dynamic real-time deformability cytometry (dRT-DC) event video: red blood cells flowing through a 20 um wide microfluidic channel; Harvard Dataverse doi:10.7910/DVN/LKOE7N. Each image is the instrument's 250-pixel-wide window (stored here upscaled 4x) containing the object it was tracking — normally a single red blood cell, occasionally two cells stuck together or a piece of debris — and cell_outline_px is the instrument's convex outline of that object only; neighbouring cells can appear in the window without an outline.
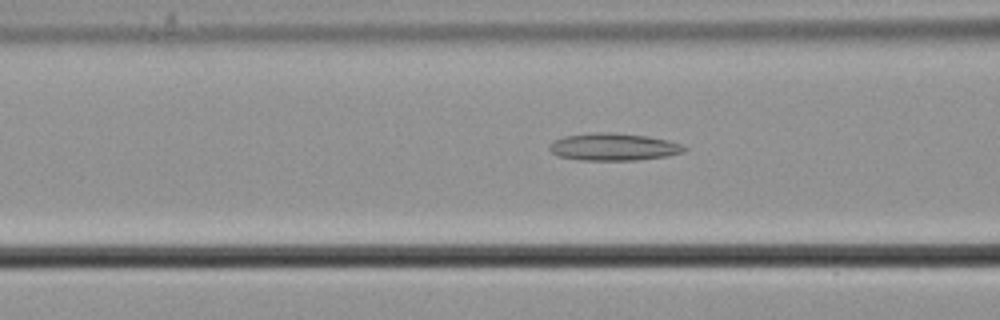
{"species": "common noctule bat (a hibernating species)", "species_latin": "Nyctalus noctula", "temperature_condition": "cold", "stored_images_in_passage": 55, "camera_frame_rate_fps": 3000, "um_per_image_px": 0.085, "animal": {"sex": "male", "body_mass_g": 21.5, "forearm_length_mm": 52.0}, "frame": {"image": 1, "passage_image": 22, "time_ms": 7.0, "image_size_px": [1000, 320], "cell_outline_px": [[688, 148], [684, 152], [668, 156], [636, 160], [580, 160], [556, 156], [548, 148], [548, 144], [564, 136], [592, 132], [612, 132], [648, 136], [668, 140], [680, 144]], "centroid_in_image_um": [52.14, 12.48], "position_along_channel_um": 114.5, "area_um2": 21.68}}
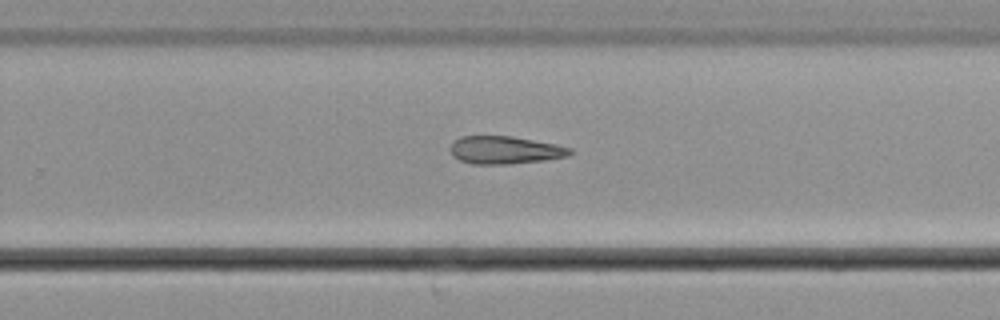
{"frame": {"image": 2, "passage_image": 36, "time_ms": 11.667, "image_size_px": [1000, 320], "cell_outline_px": [[572, 152], [568, 156], [544, 160], [508, 164], [472, 164], [460, 160], [452, 156], [448, 148], [460, 136], [512, 136], [556, 144], [572, 148]], "centroid_in_image_um": [42.9, 12.75], "position_along_channel_um": 286.9, "area_um2": 19.42}}
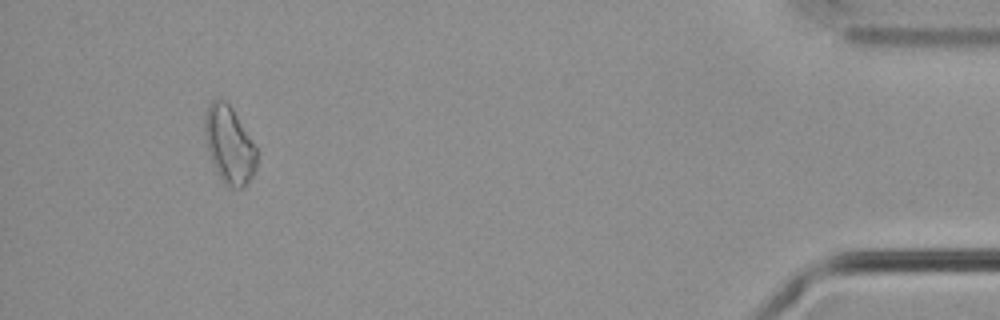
{"frame": {"image": 3, "passage_image": 52, "time_ms": 17.0, "image_size_px": [1000, 320], "cell_outline_px": [[256, 168], [248, 184], [244, 188], [228, 188], [224, 184], [212, 164], [204, 132], [204, 116], [208, 104], [216, 96], [224, 100], [232, 108], [252, 140], [256, 148]], "centroid_in_image_um": [19.47, 12.32], "position_along_channel_um": 415.7, "area_um2": 23.58}}